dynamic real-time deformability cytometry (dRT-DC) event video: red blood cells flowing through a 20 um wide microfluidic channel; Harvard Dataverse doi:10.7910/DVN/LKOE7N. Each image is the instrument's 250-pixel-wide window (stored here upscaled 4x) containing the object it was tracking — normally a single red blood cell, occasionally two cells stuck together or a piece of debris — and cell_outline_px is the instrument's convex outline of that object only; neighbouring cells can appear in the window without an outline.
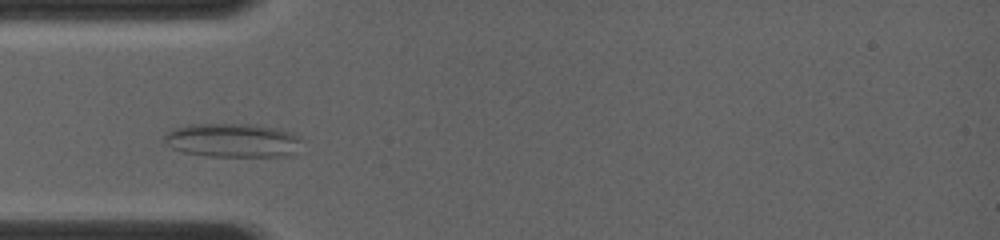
{"species": "common noctule bat (a hibernating species)", "species_latin": "Nyctalus noctula", "temperature_condition": "room temperature", "stored_images_in_passage": 2, "camera_frame_rate_fps": 4000, "um_per_image_px": 0.085, "animal": {"sex": "female", "body_mass_g": 19.0, "forearm_length_mm": 56.7}, "frame": {"image": 1, "passage_image": 2, "time_ms": 1.25, "image_size_px": [1000, 240], "cell_outline_px": [[300, 140], [292, 152], [284, 156], [208, 156], [184, 152], [172, 148], [164, 140], [164, 136], [172, 128], [192, 124], [248, 124], [276, 128], [300, 136]], "centroid_in_image_um": [19.7, 11.92], "position_along_channel_um": 65.3, "area_um2": 26.65}}